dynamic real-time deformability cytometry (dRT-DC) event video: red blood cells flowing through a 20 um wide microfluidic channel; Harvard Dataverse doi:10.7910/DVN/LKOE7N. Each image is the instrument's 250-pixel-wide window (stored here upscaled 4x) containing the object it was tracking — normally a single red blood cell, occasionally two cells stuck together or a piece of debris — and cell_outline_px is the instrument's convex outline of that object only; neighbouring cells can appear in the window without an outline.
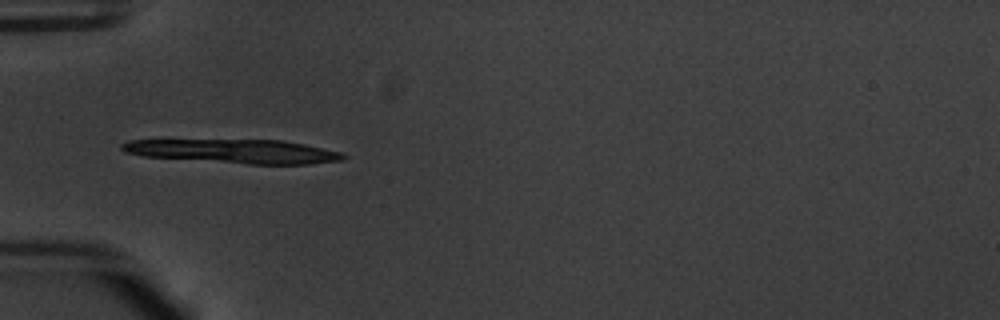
{"species": "common noctule bat (a hibernating species)", "species_latin": "Nyctalus noctula", "temperature_condition": "warm", "stored_images_in_passage": 15, "camera_frame_rate_fps": 3000, "um_per_image_px": 0.085, "animal": {"sex": "male", "body_mass_g": 20.1, "forearm_length_mm": 53.5}, "frame": {"image": 1, "passage_image": 1, "time_ms": 0.0, "image_size_px": [1000, 320], "cell_outline_px": [[348, 156], [344, 160], [308, 164], [248, 164], [144, 156], [124, 152], [120, 148], [120, 144], [128, 140], [284, 140], [304, 144], [340, 152]], "centroid_in_image_um": [19.9, 12.86], "position_along_channel_um": 65.1, "area_um2": 30.69}}